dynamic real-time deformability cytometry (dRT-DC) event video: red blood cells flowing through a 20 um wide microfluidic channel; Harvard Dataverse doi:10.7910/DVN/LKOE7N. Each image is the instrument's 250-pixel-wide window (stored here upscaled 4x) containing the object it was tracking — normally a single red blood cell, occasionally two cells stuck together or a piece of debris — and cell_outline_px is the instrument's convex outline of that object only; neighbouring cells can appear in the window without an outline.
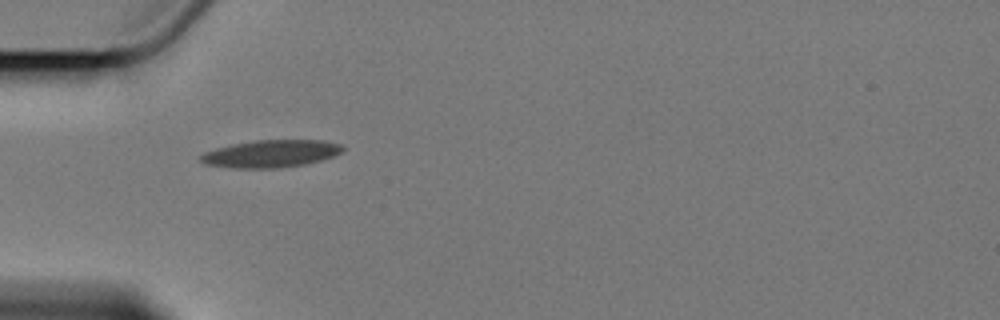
{"species": "Egyptian fruit bat (a non-hibernating species)", "species_latin": "Rousettus aegyptiacus", "temperature_condition": "cold", "stored_images_in_passage": 9, "camera_frame_rate_fps": 3000, "um_per_image_px": 0.085, "animal": {"sex": "female"}, "frame": {"image": 1, "passage_image": 5, "time_ms": 4.667, "image_size_px": [1000, 320], "cell_outline_px": [[344, 148], [340, 152], [332, 156], [320, 160], [304, 164], [276, 168], [232, 168], [204, 164], [200, 160], [200, 156], [204, 152], [216, 148], [232, 144], [256, 140], [324, 140], [344, 144]], "centroid_in_image_um": [23.01, 13.05], "position_along_channel_um": 62.0, "area_um2": 22.66}}
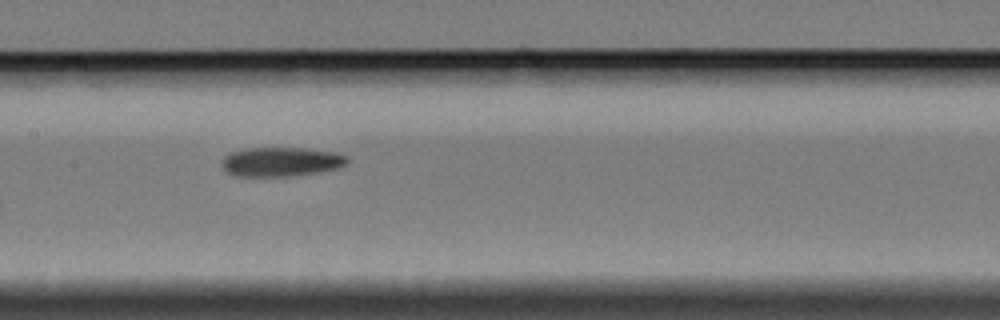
{"frame": {"image": 2, "passage_image": 8, "time_ms": 8.333, "image_size_px": [1000, 320], "cell_outline_px": [[348, 164], [340, 168], [316, 172], [288, 176], [236, 176], [228, 172], [220, 164], [220, 160], [224, 156], [232, 152], [248, 148], [304, 148], [336, 152], [348, 156]], "centroid_in_image_um": [23.91, 13.74], "position_along_channel_um": 183.5, "area_um2": 21.44}}
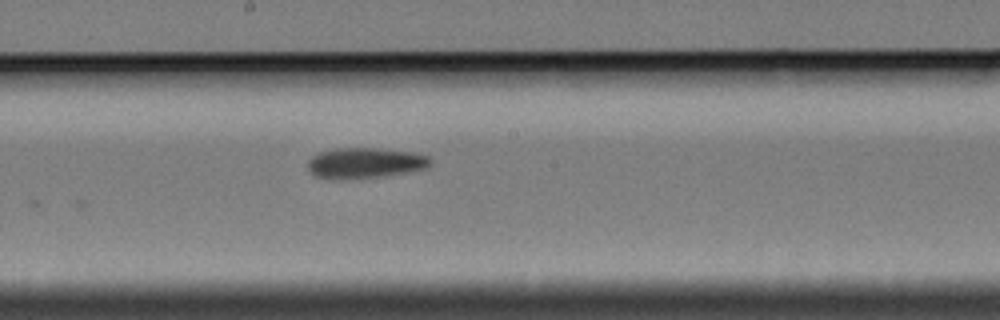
{"frame": {"image": 3, "passage_image": 9, "time_ms": 9.333, "image_size_px": [1000, 320], "cell_outline_px": [[432, 164], [428, 168], [408, 172], [384, 176], [340, 180], [332, 180], [316, 176], [308, 172], [308, 160], [312, 156], [320, 152], [336, 148], [376, 148], [412, 152], [428, 156], [432, 160]], "centroid_in_image_um": [31.02, 13.87], "position_along_channel_um": 217.2, "area_um2": 22.2}}